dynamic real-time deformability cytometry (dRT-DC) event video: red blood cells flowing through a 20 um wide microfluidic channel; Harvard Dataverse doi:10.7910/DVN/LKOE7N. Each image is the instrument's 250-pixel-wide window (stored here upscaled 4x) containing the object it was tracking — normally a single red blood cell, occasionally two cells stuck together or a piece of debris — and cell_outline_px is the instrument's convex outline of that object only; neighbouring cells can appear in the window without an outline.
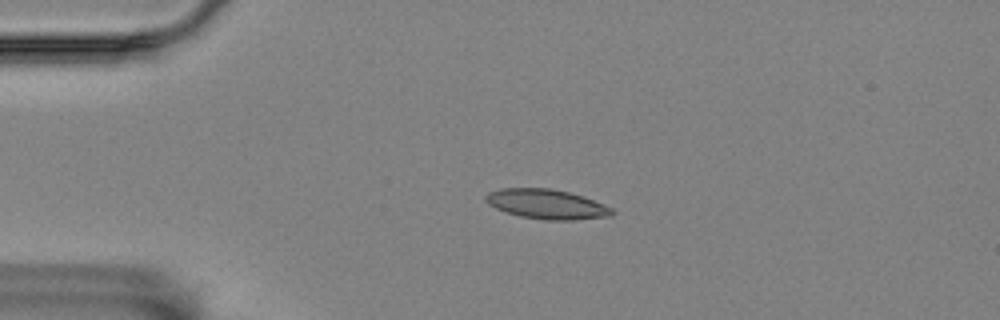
{"species": "Egyptian fruit bat (a non-hibernating species)", "species_latin": "Rousettus aegyptiacus", "temperature_condition": "room temperature", "stored_images_in_passage": 5, "camera_frame_rate_fps": 3000, "um_per_image_px": 0.085, "animal": {"sex": "female"}, "frame": {"image": 1, "passage_image": 4, "time_ms": 1.0, "image_size_px": [1000, 320], "cell_outline_px": [[616, 212], [612, 216], [572, 220], [544, 220], [520, 216], [496, 208], [488, 204], [484, 200], [484, 196], [488, 192], [500, 188], [548, 188], [568, 192], [604, 204], [612, 208]], "centroid_in_image_um": [46.45, 17.35], "position_along_channel_um": 38.5, "area_um2": 21.79}}